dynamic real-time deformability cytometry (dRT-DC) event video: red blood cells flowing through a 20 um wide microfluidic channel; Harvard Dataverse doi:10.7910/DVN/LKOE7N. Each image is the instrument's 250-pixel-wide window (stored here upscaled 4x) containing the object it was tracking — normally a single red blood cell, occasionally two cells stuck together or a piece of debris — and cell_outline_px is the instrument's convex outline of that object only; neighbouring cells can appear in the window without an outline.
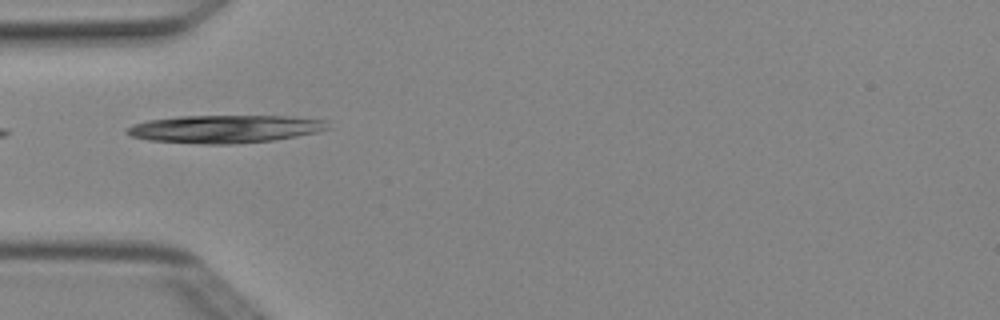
{"species": "Egyptian fruit bat (a non-hibernating species)", "species_latin": "Rousettus aegyptiacus", "temperature_condition": "cold", "stored_images_in_passage": 4, "camera_frame_rate_fps": 3000, "um_per_image_px": 0.085, "animal": {"sex": "female"}, "frame": {"image": 1, "passage_image": 4, "time_ms": 1.0, "image_size_px": [1000, 320], "cell_outline_px": [[328, 128], [316, 132], [296, 136], [272, 140], [232, 144], [200, 144], [148, 140], [132, 136], [124, 132], [132, 124], [148, 120], [180, 116], [288, 116], [328, 120]], "centroid_in_image_um": [19.1, 10.96], "position_along_channel_um": 65.9, "area_um2": 32.54}}